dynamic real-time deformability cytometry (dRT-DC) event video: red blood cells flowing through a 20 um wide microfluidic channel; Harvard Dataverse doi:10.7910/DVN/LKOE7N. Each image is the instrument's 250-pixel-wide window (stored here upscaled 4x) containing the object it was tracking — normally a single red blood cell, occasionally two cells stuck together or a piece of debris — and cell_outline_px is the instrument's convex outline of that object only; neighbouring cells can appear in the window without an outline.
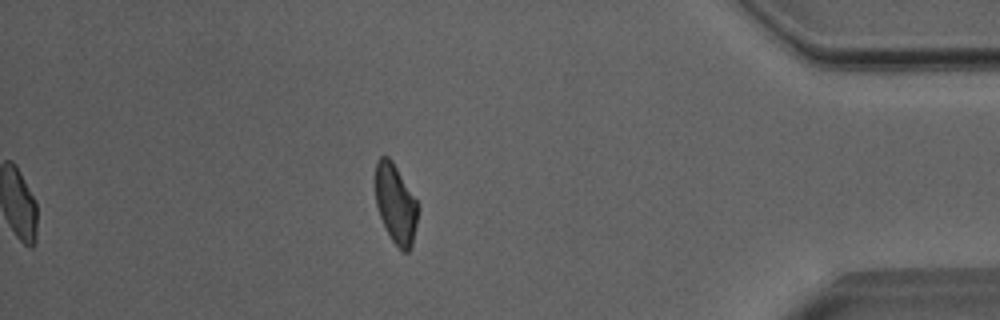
{"species": "Egyptian fruit bat (a non-hibernating species)", "species_latin": "Rousettus aegyptiacus", "temperature_condition": "room temperature", "stored_images_in_passage": 44, "camera_frame_rate_fps": 3000, "um_per_image_px": 0.085, "animal": {"sex": "male"}, "frame": {"image": 1, "passage_image": 44, "time_ms": 14.333, "image_size_px": [1000, 320], "cell_outline_px": [[416, 224], [412, 244], [408, 252], [404, 252], [392, 240], [380, 216], [376, 204], [376, 160], [380, 156], [388, 156], [392, 160], [416, 200]], "centroid_in_image_um": [33.61, 17.3], "position_along_channel_um": 401.6, "area_um2": 19.02}, "authors_computed_cell_mechanics": {"area_um2": 21.0103, "velocity_mm_per_s": 4.0225, "shape_relaxation_time_tau1_ms": 4.919, "shape_relaxation_time_tau2_ms": 1.7345, "deformation_change_tau1": 0.1449, "deformation_change_tau2": 0.0928}}